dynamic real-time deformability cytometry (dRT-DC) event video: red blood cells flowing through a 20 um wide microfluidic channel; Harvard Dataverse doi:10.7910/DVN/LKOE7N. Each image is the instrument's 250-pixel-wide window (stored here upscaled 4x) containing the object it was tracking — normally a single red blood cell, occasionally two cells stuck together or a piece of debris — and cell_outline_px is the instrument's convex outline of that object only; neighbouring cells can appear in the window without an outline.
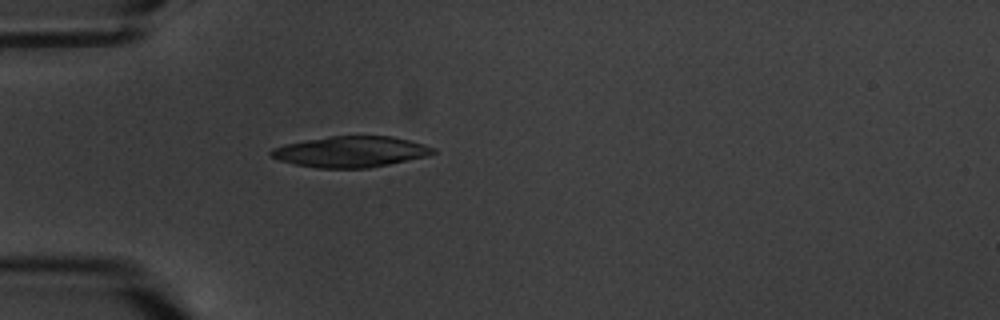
{"species": "common noctule bat (a hibernating species)", "species_latin": "Nyctalus noctula", "temperature_condition": "warm", "stored_images_in_passage": 1, "camera_frame_rate_fps": 3000, "um_per_image_px": 0.085, "animal": {"sex": "male", "body_mass_g": 20.1, "forearm_length_mm": 53.5}, "frame": {"image": 1, "passage_image": 1, "time_ms": 0.0, "image_size_px": [1000, 320], "cell_outline_px": [[436, 152], [428, 156], [368, 168], [316, 168], [296, 164], [280, 160], [268, 156], [268, 152], [272, 148], [284, 144], [332, 136], [392, 136], [424, 144], [436, 148]], "centroid_in_image_um": [29.81, 12.9], "position_along_channel_um": 55.2, "area_um2": 29.13}}